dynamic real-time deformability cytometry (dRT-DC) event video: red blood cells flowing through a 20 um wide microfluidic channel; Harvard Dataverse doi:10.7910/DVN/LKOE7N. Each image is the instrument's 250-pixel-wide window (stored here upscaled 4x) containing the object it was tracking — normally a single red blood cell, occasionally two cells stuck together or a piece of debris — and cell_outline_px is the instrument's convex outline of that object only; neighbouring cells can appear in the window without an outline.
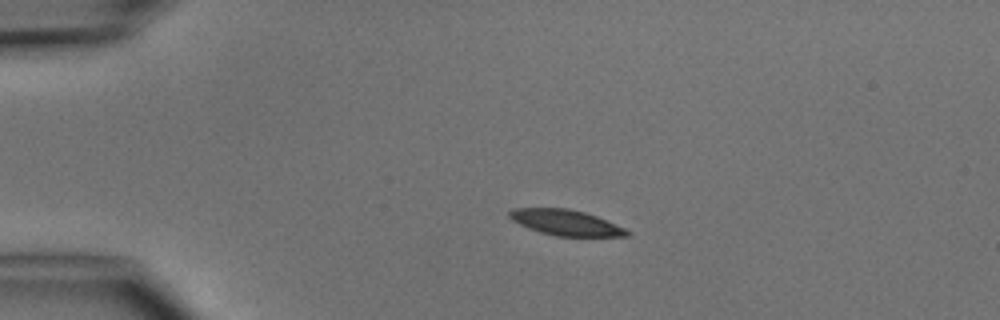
{"species": "common noctule bat (a hibernating species)", "species_latin": "Nyctalus noctula", "temperature_condition": "cold", "stored_images_in_passage": 2, "camera_frame_rate_fps": 3000, "um_per_image_px": 0.085, "animal": {"sex": "male", "body_mass_g": 15.6}, "frame": {"image": 1, "passage_image": 1, "time_ms": 0.0, "image_size_px": [1000, 320], "cell_outline_px": [[632, 232], [628, 236], [556, 236], [540, 232], [528, 228], [512, 220], [508, 216], [508, 212], [512, 208], [568, 208], [584, 212], [596, 216], [624, 228]], "centroid_in_image_um": [48.07, 18.91], "position_along_channel_um": 36.9, "area_um2": 17.46}}